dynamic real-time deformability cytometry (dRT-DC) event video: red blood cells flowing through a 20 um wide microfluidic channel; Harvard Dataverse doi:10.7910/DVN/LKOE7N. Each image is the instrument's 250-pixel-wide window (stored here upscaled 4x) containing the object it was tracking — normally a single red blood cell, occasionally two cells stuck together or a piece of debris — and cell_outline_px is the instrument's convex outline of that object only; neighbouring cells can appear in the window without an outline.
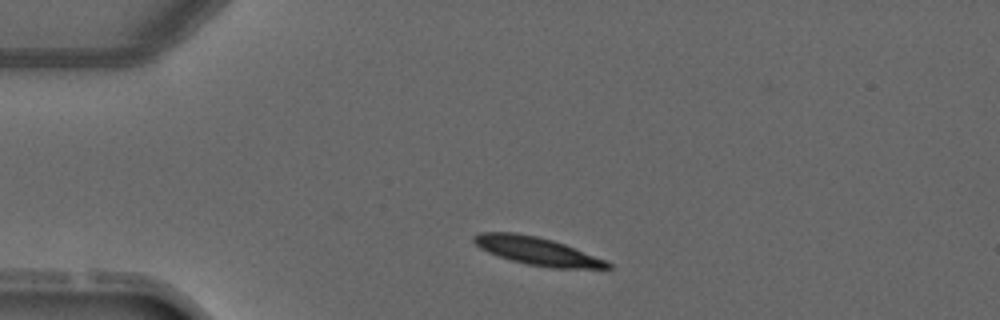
{"species": "common noctule bat (a hibernating species)", "species_latin": "Nyctalus noctula", "temperature_condition": "warm", "stored_images_in_passage": 2, "camera_frame_rate_fps": 3000, "um_per_image_px": 0.085, "animal": {"sex": "male", "forearm_length_mm": 52.5}, "frame": {"image": 1, "passage_image": 1, "time_ms": 0.0, "image_size_px": [1000, 320], "cell_outline_px": [[612, 268], [552, 268], [528, 264], [512, 260], [488, 252], [480, 248], [472, 240], [472, 236], [480, 232], [516, 232], [536, 236], [552, 240], [564, 244], [608, 260], [612, 264]], "centroid_in_image_um": [45.67, 21.33], "position_along_channel_um": 39.3, "area_um2": 21.68}}